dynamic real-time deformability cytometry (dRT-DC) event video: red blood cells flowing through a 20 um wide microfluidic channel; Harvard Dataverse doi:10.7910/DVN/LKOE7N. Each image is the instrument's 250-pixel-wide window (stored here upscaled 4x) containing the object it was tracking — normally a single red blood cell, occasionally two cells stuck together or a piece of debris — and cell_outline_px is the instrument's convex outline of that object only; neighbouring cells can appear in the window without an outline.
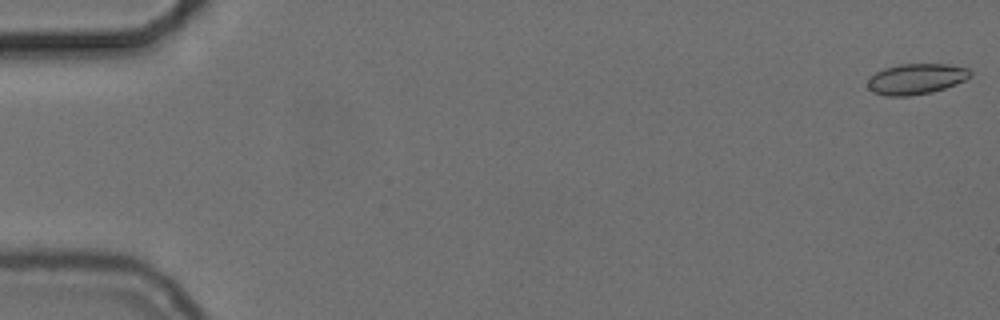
{"species": "common noctule bat (a hibernating species)", "species_latin": "Nyctalus noctula", "temperature_condition": "cold", "stored_images_in_passage": 56, "camera_frame_rate_fps": 3000, "um_per_image_px": 0.085, "animal": {"sex": "female", "body_mass_g": 24.6, "forearm_length_mm": 56.2}, "frame": {"image": 1, "passage_image": 1, "time_ms": 0.0, "image_size_px": [1000, 320], "cell_outline_px": [[972, 76], [956, 84], [932, 92], [908, 96], [888, 96], [872, 92], [868, 88], [868, 76], [884, 68], [900, 64], [948, 64], [968, 68], [972, 72]], "centroid_in_image_um": [77.86, 6.7], "position_along_channel_um": 7.1, "area_um2": 18.44}}
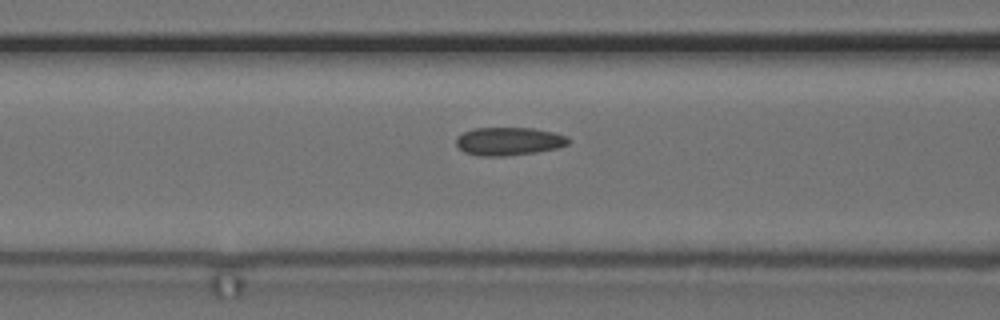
{"frame": {"image": 2, "passage_image": 23, "time_ms": 7.333, "image_size_px": [1000, 320], "cell_outline_px": [[572, 140], [568, 144], [560, 148], [536, 152], [504, 156], [480, 156], [464, 152], [456, 144], [456, 136], [464, 132], [476, 128], [532, 128], [552, 132], [568, 136]], "centroid_in_image_um": [43.28, 12.01], "position_along_channel_um": 123.3, "area_um2": 18.5}}
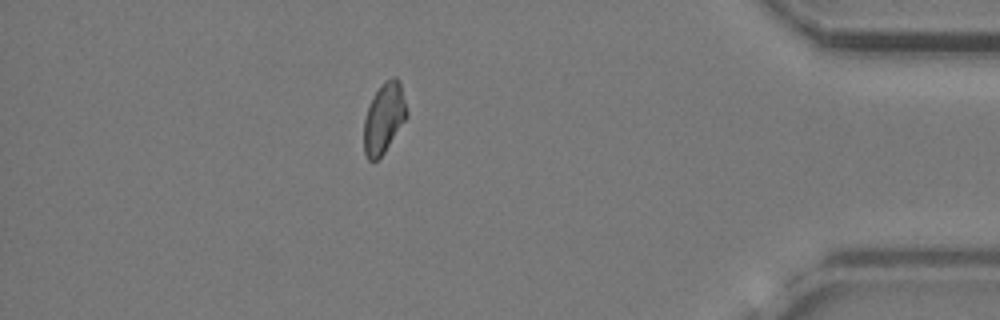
{"frame": {"image": 3, "passage_image": 49, "time_ms": 16.0, "image_size_px": [1000, 320], "cell_outline_px": [[408, 116], [384, 152], [376, 160], [368, 160], [364, 152], [364, 120], [368, 108], [380, 84], [384, 80], [392, 76], [396, 76], [400, 80], [408, 112]], "centroid_in_image_um": [32.66, 9.99], "position_along_channel_um": 402.5, "area_um2": 17.51}, "authors_computed_cell_mechanics": {"area_um2": 18.1203, "velocity_mm_per_s": 3.7074, "shape_relaxation_time_tau1_ms": null, "shape_relaxation_time_tau2_ms": 2.2963, "deformation_change_tau1": null, "deformation_change_tau2": 0.0734}}